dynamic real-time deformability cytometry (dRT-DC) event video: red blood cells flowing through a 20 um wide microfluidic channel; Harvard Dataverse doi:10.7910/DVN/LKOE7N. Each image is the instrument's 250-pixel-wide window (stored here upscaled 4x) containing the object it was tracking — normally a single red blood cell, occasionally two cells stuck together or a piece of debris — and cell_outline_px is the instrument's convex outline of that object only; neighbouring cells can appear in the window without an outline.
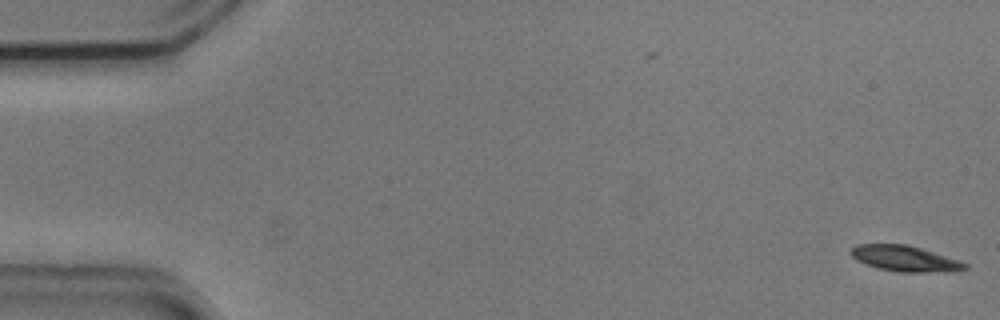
{"species": "common noctule bat (a hibernating species)", "species_latin": "Nyctalus noctula", "temperature_condition": "cold", "stored_images_in_passage": 4, "camera_frame_rate_fps": 3000, "um_per_image_px": 0.085, "animal": {"sex": "male", "body_mass_g": 20.5, "forearm_length_mm": 52.5}, "frame": {"image": 1, "passage_image": 4, "time_ms": 1.0, "image_size_px": [1000, 320], "cell_outline_px": [[968, 268], [956, 272], [896, 272], [876, 268], [864, 264], [856, 260], [848, 252], [856, 244], [908, 244], [960, 260], [968, 264]], "centroid_in_image_um": [76.93, 21.99], "position_along_channel_um": 8.1, "area_um2": 17.51}}